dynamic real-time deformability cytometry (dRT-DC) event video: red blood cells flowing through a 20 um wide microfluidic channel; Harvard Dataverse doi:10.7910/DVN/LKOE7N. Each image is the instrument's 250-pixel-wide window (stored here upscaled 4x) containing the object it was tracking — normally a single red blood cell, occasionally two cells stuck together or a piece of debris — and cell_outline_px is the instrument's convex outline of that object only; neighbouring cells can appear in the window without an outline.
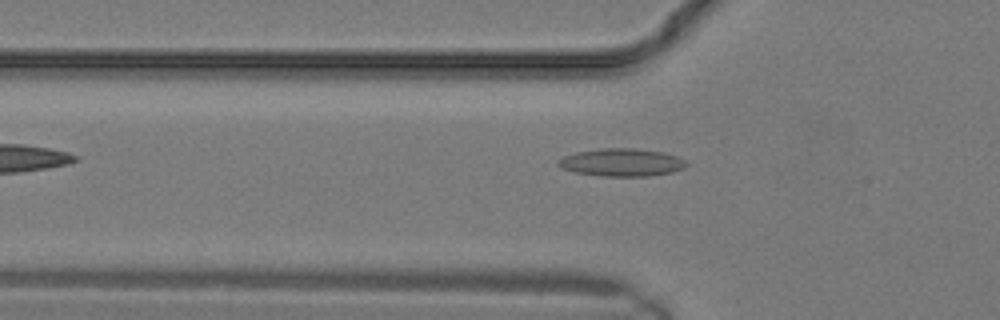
{"species": "common noctule bat (a hibernating species)", "species_latin": "Nyctalus noctula", "temperature_condition": "warm", "stored_images_in_passage": 3, "camera_frame_rate_fps": 3000, "um_per_image_px": 0.085, "animal": {"sex": "male", "body_mass_g": 19.2, "forearm_length_mm": 51.8}, "frame": {"image": 1, "passage_image": 3, "time_ms": 0.667, "image_size_px": [1000, 320], "cell_outline_px": [[688, 164], [684, 168], [672, 172], [648, 176], [600, 176], [576, 172], [560, 168], [556, 164], [556, 160], [564, 156], [576, 152], [600, 148], [632, 148], [664, 152], [676, 156], [684, 160]], "centroid_in_image_um": [52.81, 13.8], "position_along_channel_um": 73.0, "area_um2": 20.81}}